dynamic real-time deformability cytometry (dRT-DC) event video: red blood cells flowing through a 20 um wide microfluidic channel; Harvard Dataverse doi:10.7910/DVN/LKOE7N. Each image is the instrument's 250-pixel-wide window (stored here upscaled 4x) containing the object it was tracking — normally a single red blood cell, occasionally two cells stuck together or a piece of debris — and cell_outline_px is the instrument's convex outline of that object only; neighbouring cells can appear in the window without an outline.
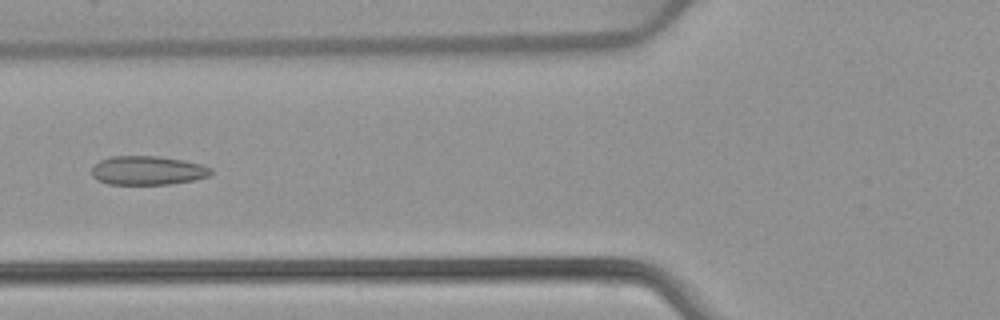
{"species": "common noctule bat (a hibernating species)", "species_latin": "Nyctalus noctula", "temperature_condition": "warm", "stored_images_in_passage": 48, "camera_frame_rate_fps": 3000, "um_per_image_px": 0.085, "animal": {"sex": "female", "body_mass_g": 22.7, "forearm_length_mm": 54.2}, "frame": {"image": 1, "passage_image": 16, "time_ms": 5.0, "image_size_px": [1000, 320], "cell_outline_px": [[212, 172], [208, 176], [192, 180], [168, 184], [108, 184], [96, 180], [92, 176], [92, 168], [100, 160], [112, 156], [160, 156], [184, 160], [200, 164], [212, 168]], "centroid_in_image_um": [12.53, 14.48], "position_along_channel_um": 113.3, "area_um2": 20.06}}
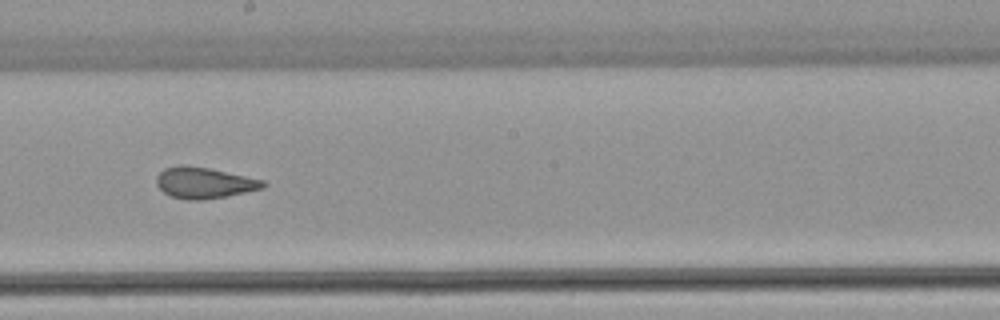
{"frame": {"image": 2, "passage_image": 25, "time_ms": 8.0, "image_size_px": [1000, 320], "cell_outline_px": [[268, 184], [264, 188], [204, 200], [188, 200], [172, 196], [164, 192], [156, 184], [156, 176], [164, 168], [180, 164], [184, 164], [208, 168], [264, 180]], "centroid_in_image_um": [17.34, 15.53], "position_along_channel_um": 230.9, "area_um2": 19.25}}
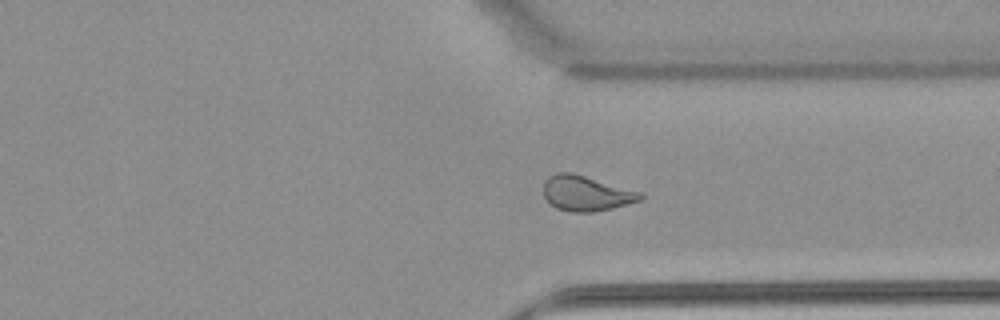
{"frame": {"image": 3, "passage_image": 35, "time_ms": 11.333, "image_size_px": [1000, 320], "cell_outline_px": [[644, 200], [612, 208], [592, 212], [572, 212], [556, 208], [544, 196], [544, 180], [548, 176], [556, 172], [572, 172], [640, 192], [644, 196]], "centroid_in_image_um": [49.82, 16.43], "position_along_channel_um": 361.6, "area_um2": 19.83}, "authors_computed_cell_mechanics": {"area_um2": 20.4612, "velocity_mm_per_s": 3.9128, "shape_relaxation_time_tau1_ms": null, "shape_relaxation_time_tau2_ms": 1.4286, "deformation_change_tau1": null, "deformation_change_tau2": 0.0989}}